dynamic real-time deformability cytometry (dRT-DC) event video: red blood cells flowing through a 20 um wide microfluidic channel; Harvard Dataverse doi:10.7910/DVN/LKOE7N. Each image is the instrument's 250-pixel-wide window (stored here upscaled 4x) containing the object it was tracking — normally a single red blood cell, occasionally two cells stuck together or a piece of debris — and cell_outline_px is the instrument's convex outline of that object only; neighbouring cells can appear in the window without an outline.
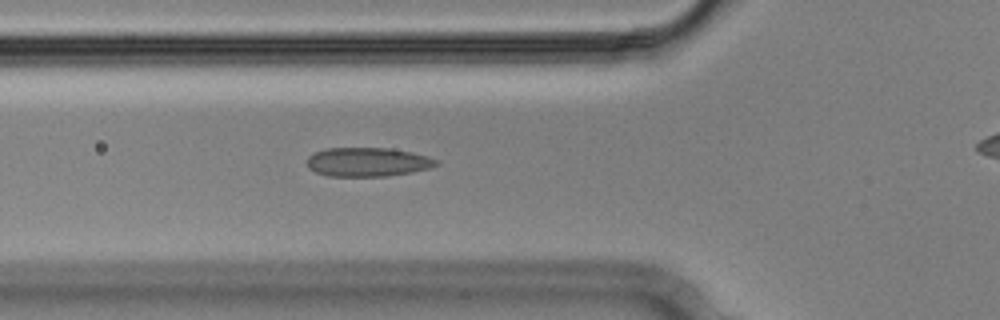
{"species": "Egyptian fruit bat (a non-hibernating species)", "species_latin": "Rousettus aegyptiacus", "temperature_condition": "cold", "stored_images_in_passage": 6, "camera_frame_rate_fps": 3000, "um_per_image_px": 0.085, "animal": {"sex": "male"}, "frame": {"image": 1, "passage_image": 6, "time_ms": 1.667, "image_size_px": [1000, 320], "cell_outline_px": [[440, 164], [428, 168], [412, 172], [384, 176], [328, 176], [316, 172], [308, 168], [308, 156], [324, 148], [392, 148], [412, 152], [428, 156], [440, 160]], "centroid_in_image_um": [31.28, 13.76], "position_along_channel_um": 94.5, "area_um2": 21.91}}